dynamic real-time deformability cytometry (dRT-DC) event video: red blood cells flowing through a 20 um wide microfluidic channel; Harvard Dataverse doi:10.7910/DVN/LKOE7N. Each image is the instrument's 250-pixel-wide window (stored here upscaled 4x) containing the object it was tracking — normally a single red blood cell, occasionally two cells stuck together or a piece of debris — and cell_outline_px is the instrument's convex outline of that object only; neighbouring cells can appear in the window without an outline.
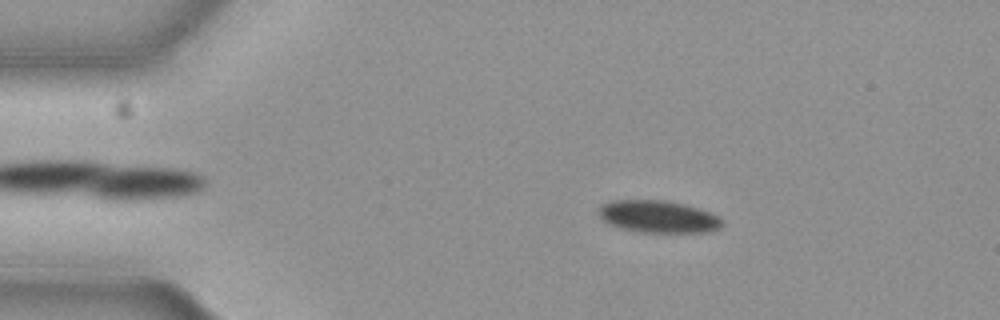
{"species": "common noctule bat (a hibernating species)", "species_latin": "Nyctalus noctula", "temperature_condition": "cold", "stored_images_in_passage": 49, "camera_frame_rate_fps": 3000, "um_per_image_px": 0.085, "animal": {"sex": "female", "body_mass_g": 19.3, "forearm_length_mm": 54.1}, "frame": {"image": 1, "passage_image": 3, "time_ms": 0.667, "image_size_px": [1000, 320], "cell_outline_px": [[724, 224], [720, 228], [704, 232], [640, 232], [620, 228], [608, 224], [600, 220], [600, 204], [612, 200], [664, 200], [712, 212], [720, 216], [724, 220]], "centroid_in_image_um": [55.94, 18.42], "position_along_channel_um": 29.1, "area_um2": 23.29}}
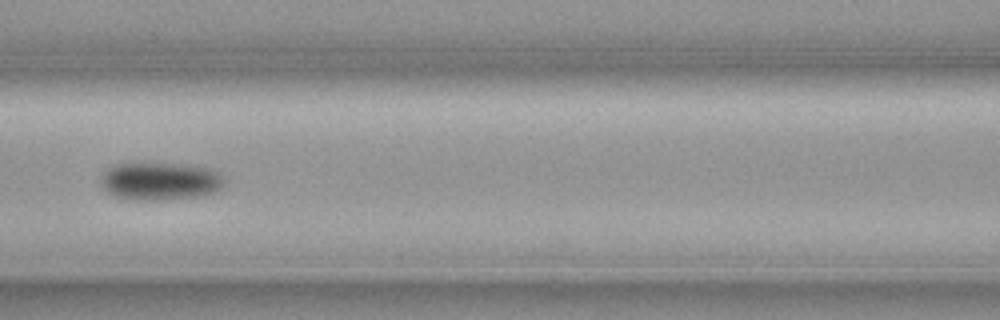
{"frame": {"image": 2, "passage_image": 18, "time_ms": 5.667, "image_size_px": [1000, 320], "cell_outline_px": [[224, 184], [220, 188], [204, 196], [152, 200], [132, 200], [116, 196], [100, 188], [100, 176], [108, 168], [116, 164], [180, 164], [208, 168], [216, 172], [224, 180]], "centroid_in_image_um": [13.55, 15.41], "position_along_channel_um": 153.0, "area_um2": 26.99}}
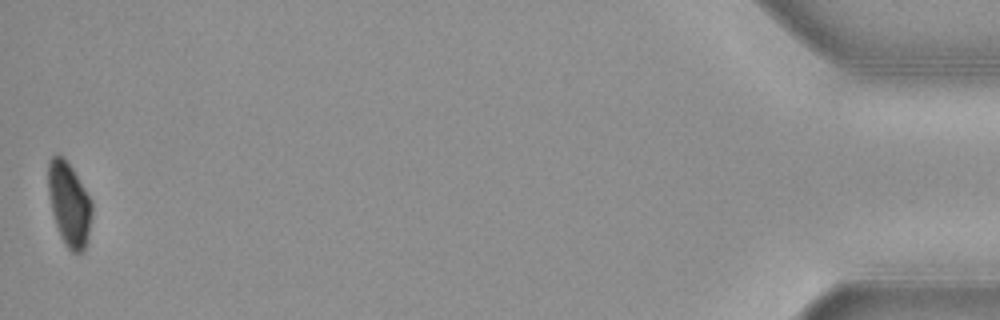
{"frame": {"image": 3, "passage_image": 49, "time_ms": 16.0, "image_size_px": [1000, 320], "cell_outline_px": [[92, 216], [88, 236], [84, 252], [72, 252], [64, 244], [60, 236], [52, 212], [48, 192], [48, 160], [56, 152], [64, 156], [72, 168], [92, 200]], "centroid_in_image_um": [5.87, 17.32], "position_along_channel_um": 429.3, "area_um2": 21.62}, "authors_computed_cell_mechanics": {"area_um2": 24.854, "velocity_mm_per_s": 3.6634, "shape_relaxation_time_tau1_ms": 4.2151, "shape_relaxation_time_tau2_ms": null, "deformation_change_tau1": 0.0941, "deformation_change_tau2": null}}